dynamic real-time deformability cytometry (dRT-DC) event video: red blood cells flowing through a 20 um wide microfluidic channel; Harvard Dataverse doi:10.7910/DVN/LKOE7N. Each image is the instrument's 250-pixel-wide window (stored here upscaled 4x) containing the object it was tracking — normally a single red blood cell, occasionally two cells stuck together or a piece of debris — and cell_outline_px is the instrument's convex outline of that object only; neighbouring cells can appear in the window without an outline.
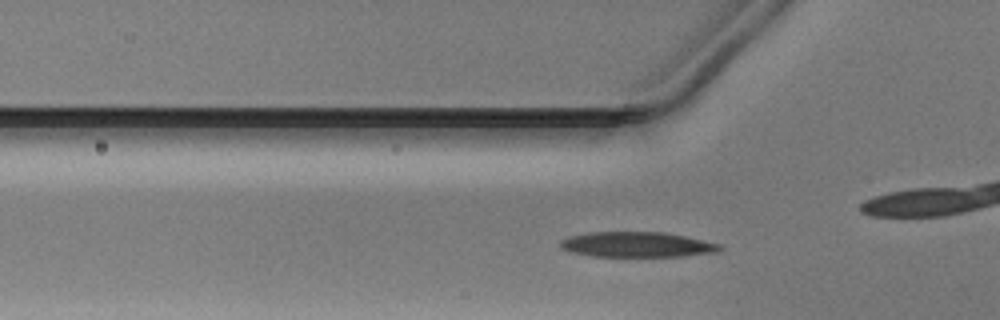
{"species": "Egyptian fruit bat (a non-hibernating species)", "species_latin": "Rousettus aegyptiacus", "temperature_condition": "warm", "stored_images_in_passage": 32, "camera_frame_rate_fps": 3000, "um_per_image_px": 0.085, "animal": {"sex": "male"}, "frame": {"image": 1, "passage_image": 7, "time_ms": 2.0, "image_size_px": [1000, 320], "cell_outline_px": [[724, 248], [716, 252], [684, 256], [592, 256], [572, 252], [560, 248], [560, 240], [572, 236], [592, 232], [664, 232], [684, 236], [720, 244]], "centroid_in_image_um": [54.15, 20.79], "position_along_channel_um": 71.6, "area_um2": 23.24}}
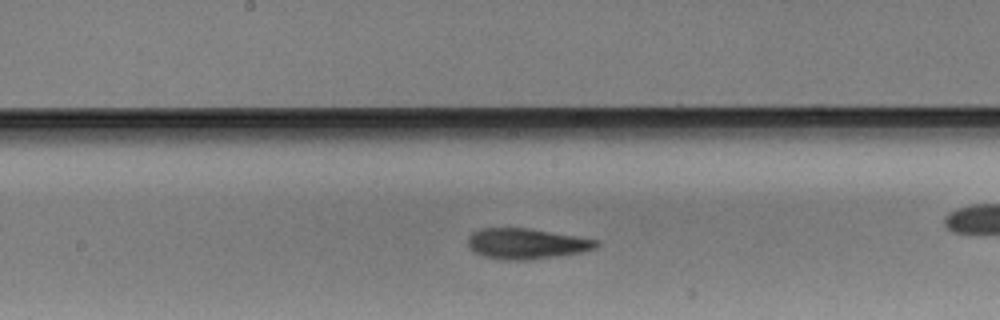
{"frame": {"image": 2, "passage_image": 17, "time_ms": 5.333, "image_size_px": [1000, 320], "cell_outline_px": [[600, 244], [596, 248], [580, 252], [532, 260], [504, 260], [480, 256], [472, 252], [468, 248], [468, 236], [472, 232], [480, 228], [528, 228], [600, 240]], "centroid_in_image_um": [44.7, 20.72], "position_along_channel_um": 203.5, "area_um2": 23.18}}
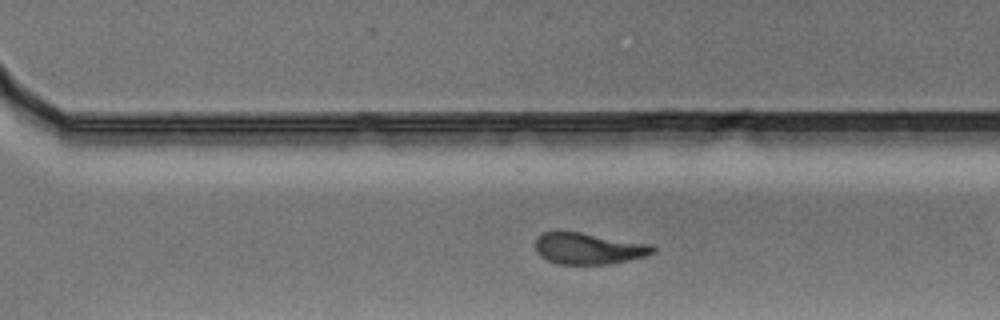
{"frame": {"image": 3, "passage_image": 26, "time_ms": 8.333, "image_size_px": [1000, 320], "cell_outline_px": [[656, 248], [652, 252], [644, 256], [608, 264], [556, 264], [540, 256], [536, 252], [536, 236], [544, 232], [580, 232], [652, 244]], "centroid_in_image_um": [49.99, 21.12], "position_along_channel_um": 320.6, "area_um2": 21.33}}